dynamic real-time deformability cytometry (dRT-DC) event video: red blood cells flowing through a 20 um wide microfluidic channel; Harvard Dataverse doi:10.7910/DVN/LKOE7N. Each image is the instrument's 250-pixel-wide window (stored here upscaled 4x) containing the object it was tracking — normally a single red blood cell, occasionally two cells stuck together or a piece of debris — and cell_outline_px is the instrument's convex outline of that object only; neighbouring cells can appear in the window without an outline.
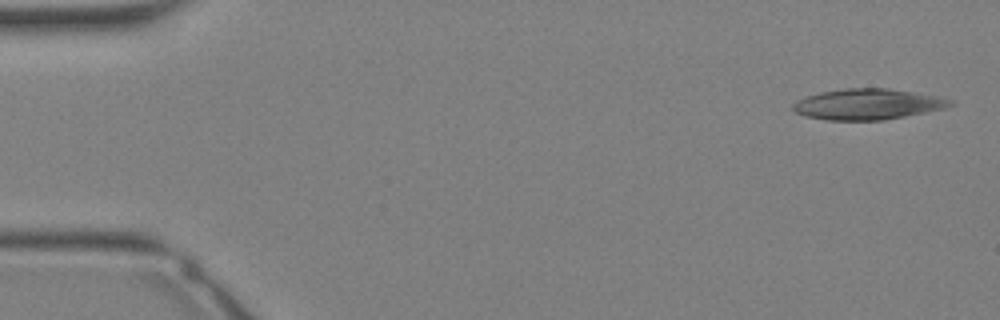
{"species": "Egyptian fruit bat (a non-hibernating species)", "species_latin": "Rousettus aegyptiacus", "temperature_condition": "warm", "stored_images_in_passage": 33, "camera_frame_rate_fps": 3000, "um_per_image_px": 0.085, "animal": {"sex": "female"}, "frame": {"image": 1, "passage_image": 1, "time_ms": 0.0, "image_size_px": [1000, 320], "cell_outline_px": [[956, 104], [944, 108], [884, 120], [824, 120], [804, 116], [796, 112], [792, 108], [792, 104], [796, 100], [804, 96], [820, 92], [844, 88], [888, 88], [936, 96], [956, 100]], "centroid_in_image_um": [73.72, 8.85], "position_along_channel_um": 11.3, "area_um2": 28.32}}
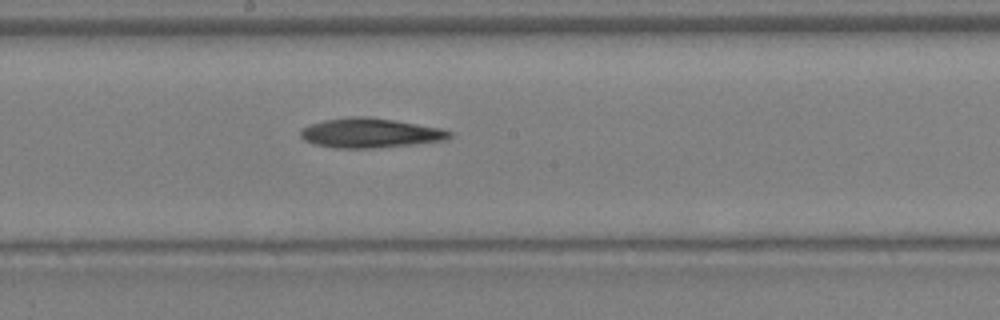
{"frame": {"image": 2, "passage_image": 18, "time_ms": 5.667, "image_size_px": [1000, 320], "cell_outline_px": [[452, 136], [448, 140], [412, 144], [372, 148], [336, 148], [316, 144], [304, 140], [300, 136], [300, 132], [304, 128], [312, 124], [324, 120], [352, 116], [368, 116], [440, 128], [452, 132]], "centroid_in_image_um": [31.48, 11.3], "position_along_channel_um": 216.7, "area_um2": 25.37}}
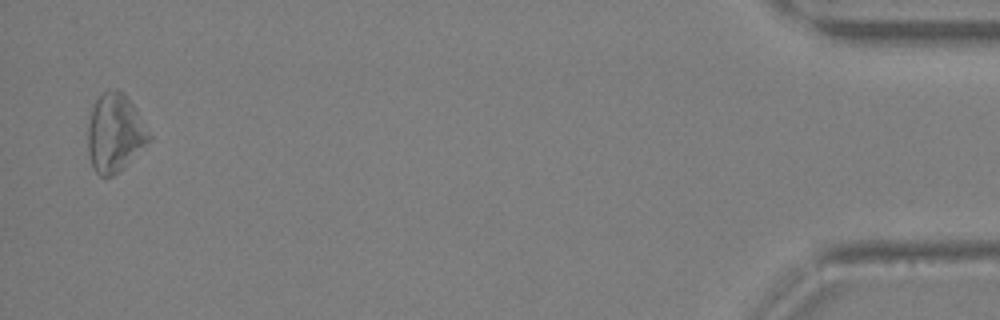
{"frame": {"image": 3, "passage_image": 33, "time_ms": 10.667, "image_size_px": [1000, 320], "cell_outline_px": [[152, 140], [112, 176], [100, 176], [92, 168], [88, 156], [88, 124], [92, 108], [96, 100], [108, 88], [120, 88], [128, 96], [136, 108], [152, 136]], "centroid_in_image_um": [9.77, 11.26], "position_along_channel_um": 425.4, "area_um2": 28.09}}